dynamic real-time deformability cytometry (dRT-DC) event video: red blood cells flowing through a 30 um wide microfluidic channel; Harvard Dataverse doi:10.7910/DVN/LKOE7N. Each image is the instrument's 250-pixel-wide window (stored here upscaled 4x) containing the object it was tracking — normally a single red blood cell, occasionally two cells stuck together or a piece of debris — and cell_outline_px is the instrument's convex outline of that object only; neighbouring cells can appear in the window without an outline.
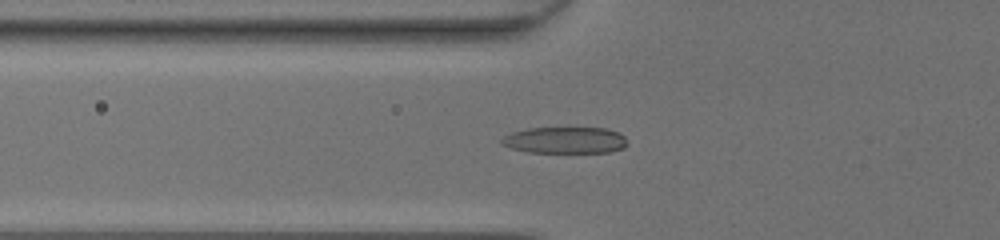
{"species": "common noctule bat (a hibernating species)", "species_latin": "Nyctalus noctula", "temperature_condition": "room temperature", "stored_images_in_passage": 51, "camera_frame_rate_fps": 3000, "um_per_image_px": 0.085, "animal": {"sex": "female", "body_mass_g": 20.0, "forearm_length_mm": 54.0}, "frame": {"image": 1, "passage_image": 21, "time_ms": 6.667, "image_size_px": [1000, 240], "cell_outline_px": [[628, 144], [624, 148], [612, 152], [528, 152], [512, 148], [500, 144], [500, 140], [504, 136], [512, 132], [528, 128], [568, 124], [604, 128], [616, 132], [624, 136], [628, 140]], "centroid_in_image_um": [48.05, 11.86], "position_along_channel_um": 77.8, "area_um2": 20.52}}
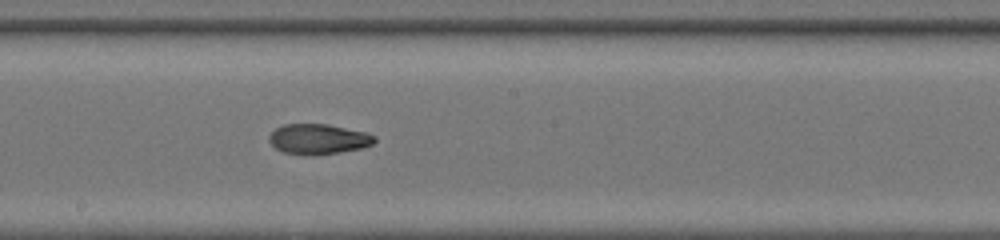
{"frame": {"image": 2, "passage_image": 31, "time_ms": 10.0, "image_size_px": [1000, 240], "cell_outline_px": [[376, 140], [372, 144], [360, 148], [340, 152], [312, 156], [308, 156], [284, 152], [276, 148], [268, 140], [268, 136], [276, 128], [284, 124], [328, 124], [368, 132], [376, 136]], "centroid_in_image_um": [27.07, 11.82], "position_along_channel_um": 221.1, "area_um2": 18.73}}
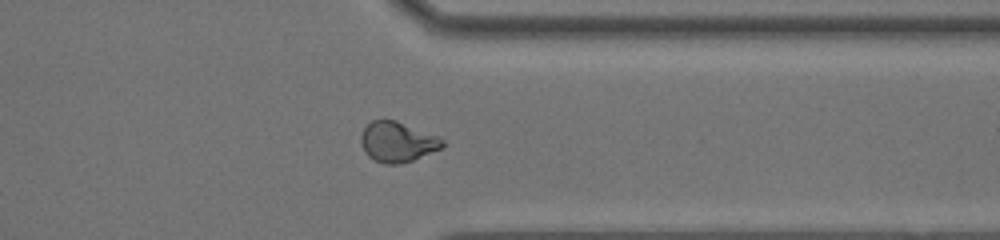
{"frame": {"image": 3, "passage_image": 42, "time_ms": 13.667, "image_size_px": [1000, 240], "cell_outline_px": [[444, 144], [440, 148], [412, 160], [396, 164], [384, 164], [368, 156], [360, 140], [360, 136], [364, 128], [372, 120], [396, 120], [440, 136], [444, 140]], "centroid_in_image_um": [33.79, 12.04], "position_along_channel_um": 377.6, "area_um2": 18.9}, "authors_computed_cell_mechanics": {"area_um2": 18.9584, "velocity_mm_per_s": 4.2895, "shape_relaxation_time_tau1_ms": 6.6662, "shape_relaxation_time_tau2_ms": 1.4426, "deformation_change_tau1": 0.2666, "deformation_change_tau2": 0.0685}}